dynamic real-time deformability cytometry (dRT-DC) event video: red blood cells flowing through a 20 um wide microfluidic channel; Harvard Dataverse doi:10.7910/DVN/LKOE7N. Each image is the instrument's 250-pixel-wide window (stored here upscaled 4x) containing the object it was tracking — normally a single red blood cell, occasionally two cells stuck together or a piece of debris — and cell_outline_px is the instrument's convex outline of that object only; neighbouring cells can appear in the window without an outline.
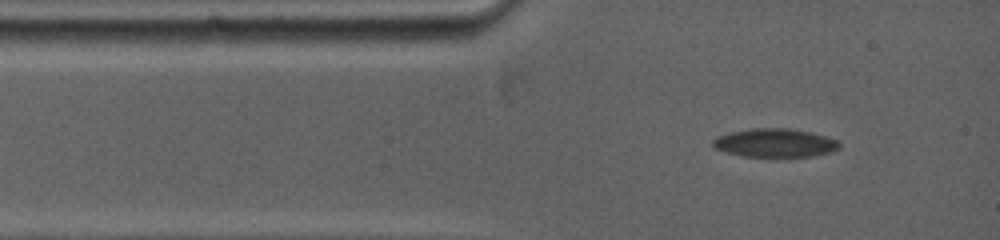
{"species": "common noctule bat (a hibernating species)", "species_latin": "Nyctalus noctula", "temperature_condition": "warm", "stored_images_in_passage": 2, "camera_frame_rate_fps": 5000, "um_per_image_px": 0.085, "animal": {"sex": "female", "body_mass_g": 19.0, "forearm_length_mm": 53.3}, "frame": {"image": 1, "passage_image": 2, "time_ms": 1.0, "image_size_px": [1000, 240], "cell_outline_px": [[840, 144], [836, 148], [824, 152], [804, 156], [752, 156], [732, 152], [716, 148], [712, 144], [712, 140], [728, 132], [748, 128], [792, 128], [824, 136], [836, 140]], "centroid_in_image_um": [65.81, 12.1], "position_along_channel_um": 19.2, "area_um2": 20.11}}